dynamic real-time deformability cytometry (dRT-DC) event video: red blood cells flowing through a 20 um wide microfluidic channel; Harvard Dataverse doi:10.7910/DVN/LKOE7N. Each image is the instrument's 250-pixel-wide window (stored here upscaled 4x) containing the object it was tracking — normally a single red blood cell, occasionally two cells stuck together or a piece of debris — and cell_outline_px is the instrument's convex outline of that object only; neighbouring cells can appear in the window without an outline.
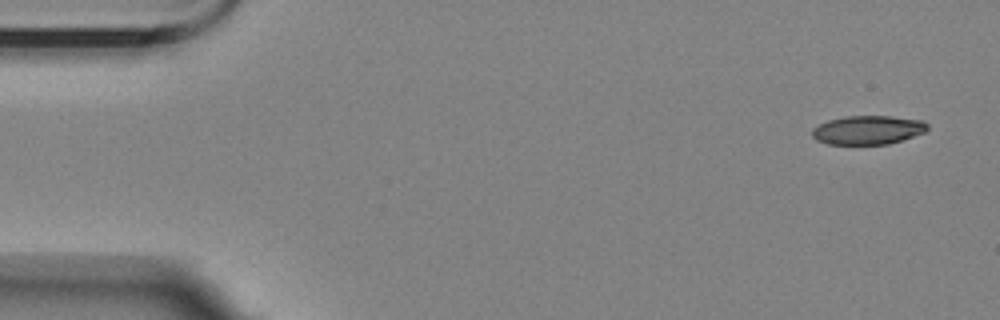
{"species": "Egyptian fruit bat (a non-hibernating species)", "species_latin": "Rousettus aegyptiacus", "temperature_condition": "room temperature", "stored_images_in_passage": 5, "camera_frame_rate_fps": 3000, "um_per_image_px": 0.085, "animal": {"sex": "female"}, "frame": {"image": 1, "passage_image": 1, "time_ms": 0.0, "image_size_px": [1000, 320], "cell_outline_px": [[928, 128], [924, 132], [888, 144], [828, 144], [816, 140], [812, 136], [812, 128], [828, 120], [844, 116], [892, 116], [924, 120], [928, 124]], "centroid_in_image_um": [73.76, 11.04], "position_along_channel_um": 11.2, "area_um2": 19.36}}
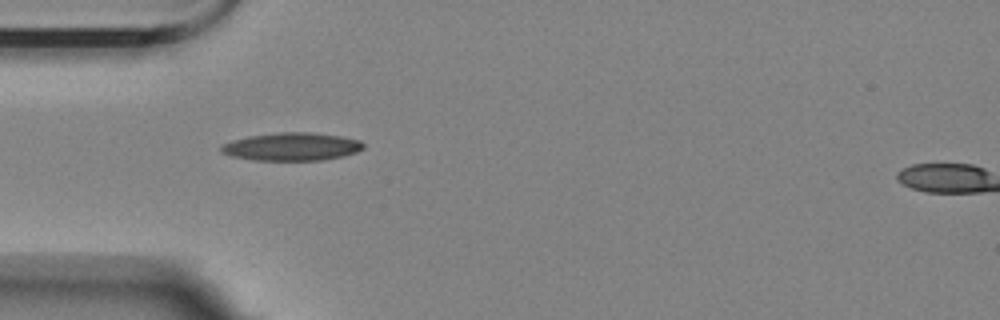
{"frame": {"image": 2, "passage_image": 4, "time_ms": 4.667, "image_size_px": [1000, 320], "cell_outline_px": [[364, 148], [356, 152], [324, 160], [252, 160], [232, 156], [220, 152], [220, 148], [224, 144], [248, 136], [276, 132], [312, 132], [340, 136], [360, 140], [364, 144]], "centroid_in_image_um": [24.81, 12.46], "position_along_channel_um": 60.2, "area_um2": 23.06}}
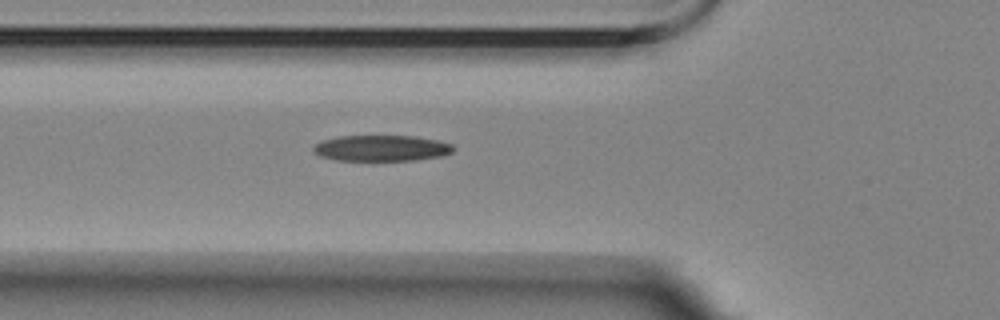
{"frame": {"image": 3, "passage_image": 5, "time_ms": 5.667, "image_size_px": [1000, 320], "cell_outline_px": [[456, 148], [452, 152], [440, 156], [416, 160], [336, 160], [320, 156], [312, 148], [316, 144], [324, 140], [340, 136], [412, 136], [436, 140], [452, 144]], "centroid_in_image_um": [32.45, 12.59], "position_along_channel_um": 93.3, "area_um2": 20.92}}